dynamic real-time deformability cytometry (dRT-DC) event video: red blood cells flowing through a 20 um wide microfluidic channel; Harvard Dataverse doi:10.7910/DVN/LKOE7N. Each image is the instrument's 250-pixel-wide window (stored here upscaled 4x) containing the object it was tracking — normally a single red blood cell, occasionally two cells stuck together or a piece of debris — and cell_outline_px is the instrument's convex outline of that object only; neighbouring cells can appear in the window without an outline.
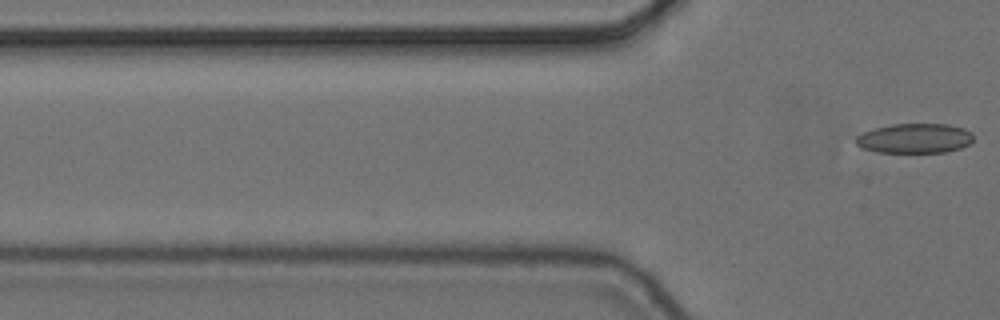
{"species": "common noctule bat (a hibernating species)", "species_latin": "Nyctalus noctula", "temperature_condition": "cold", "stored_images_in_passage": 2, "camera_frame_rate_fps": 3000, "um_per_image_px": 0.085, "animal": {"sex": "female", "body_mass_g": 24.6, "forearm_length_mm": 56.2}, "frame": {"image": 1, "passage_image": 2, "time_ms": 0.333, "image_size_px": [1000, 320], "cell_outline_px": [[972, 140], [968, 144], [960, 148], [944, 152], [876, 152], [860, 148], [856, 144], [856, 136], [872, 128], [892, 124], [948, 124], [964, 128], [972, 132]], "centroid_in_image_um": [77.72, 11.75], "position_along_channel_um": 48.1, "area_um2": 20.4}}